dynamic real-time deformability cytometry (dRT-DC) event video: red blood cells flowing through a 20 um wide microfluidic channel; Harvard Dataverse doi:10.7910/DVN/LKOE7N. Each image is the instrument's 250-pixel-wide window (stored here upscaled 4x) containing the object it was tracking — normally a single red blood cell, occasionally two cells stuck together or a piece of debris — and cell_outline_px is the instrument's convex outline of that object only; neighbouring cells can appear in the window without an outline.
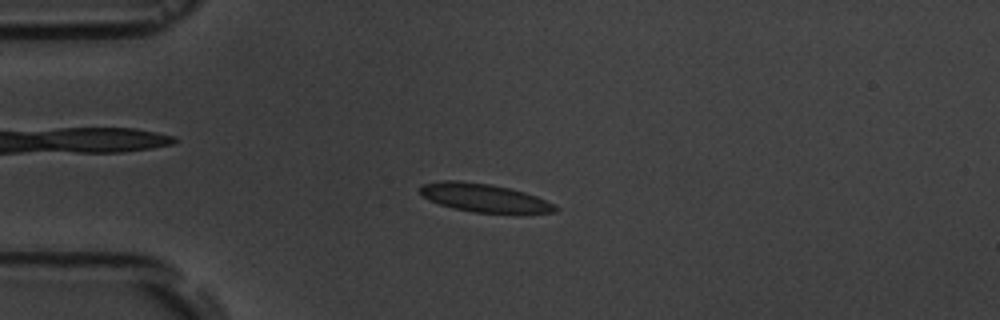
{"species": "common noctule bat (a hibernating species)", "species_latin": "Nyctalus noctula", "temperature_condition": "room temperature", "stored_images_in_passage": 4, "camera_frame_rate_fps": 3000, "um_per_image_px": 0.085, "animal": {"sex": "male", "body_mass_g": 19.5, "forearm_length_mm": 54.6}, "frame": {"image": 1, "passage_image": 4, "time_ms": 3.333, "image_size_px": [1000, 320], "cell_outline_px": [[560, 208], [556, 212], [524, 216], [472, 212], [452, 208], [428, 200], [420, 192], [420, 188], [424, 184], [440, 180], [460, 180], [492, 184], [524, 192], [536, 196]], "centroid_in_image_um": [41.24, 16.86], "position_along_channel_um": 43.8, "area_um2": 23.18}}